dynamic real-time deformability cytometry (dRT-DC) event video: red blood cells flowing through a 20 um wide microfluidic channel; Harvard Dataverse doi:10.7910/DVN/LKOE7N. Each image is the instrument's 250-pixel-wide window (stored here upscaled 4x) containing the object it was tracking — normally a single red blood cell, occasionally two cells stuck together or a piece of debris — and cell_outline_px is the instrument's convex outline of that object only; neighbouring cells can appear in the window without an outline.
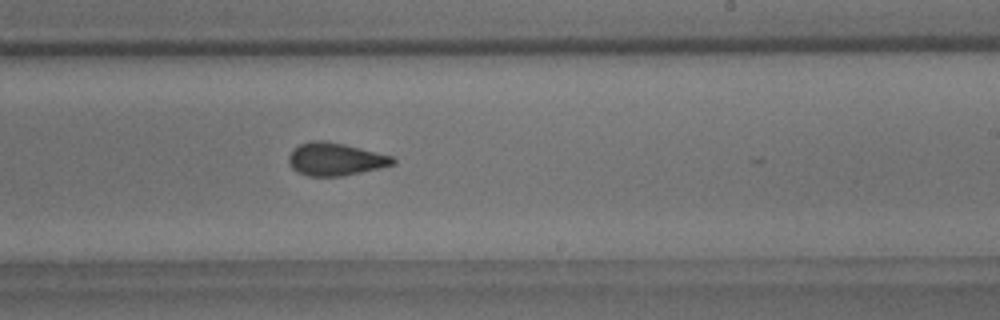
{"species": "common noctule bat (a hibernating species)", "species_latin": "Nyctalus noctula", "temperature_condition": "room temperature", "stored_images_in_passage": 40, "camera_frame_rate_fps": 3000, "um_per_image_px": 0.085, "animal": {"sex": "male", "body_mass_g": 18.8}, "frame": {"image": 1, "passage_image": 23, "time_ms": 7.333, "image_size_px": [1000, 320], "cell_outline_px": [[396, 164], [344, 176], [308, 176], [296, 172], [292, 168], [288, 160], [288, 156], [292, 148], [300, 144], [312, 140], [324, 140], [344, 144], [392, 156], [396, 160]], "centroid_in_image_um": [28.47, 13.53], "position_along_channel_um": 260.5, "area_um2": 20.0}, "authors_computed_cell_mechanics": {"area_um2": 20.1433, "velocity_mm_per_s": 3.5219, "shape_relaxation_time_tau1_ms": 10.1751, "shape_relaxation_time_tau2_ms": 1.8414, "deformation_change_tau1": 0.1827, "deformation_change_tau2": 0.0729}}